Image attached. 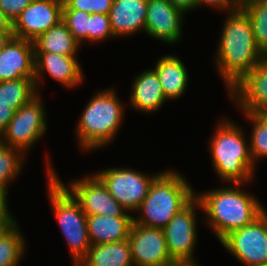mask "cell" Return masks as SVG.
Listing matches in <instances>:
<instances>
[{
    "mask_svg": "<svg viewBox=\"0 0 267 266\" xmlns=\"http://www.w3.org/2000/svg\"><path fill=\"white\" fill-rule=\"evenodd\" d=\"M257 114L267 122V106L260 109Z\"/></svg>",
    "mask_w": 267,
    "mask_h": 266,
    "instance_id": "obj_40",
    "label": "cell"
},
{
    "mask_svg": "<svg viewBox=\"0 0 267 266\" xmlns=\"http://www.w3.org/2000/svg\"><path fill=\"white\" fill-rule=\"evenodd\" d=\"M46 176L49 205L69 247L72 265H78L91 247L87 215L80 202L54 175Z\"/></svg>",
    "mask_w": 267,
    "mask_h": 266,
    "instance_id": "obj_6",
    "label": "cell"
},
{
    "mask_svg": "<svg viewBox=\"0 0 267 266\" xmlns=\"http://www.w3.org/2000/svg\"><path fill=\"white\" fill-rule=\"evenodd\" d=\"M15 112L16 110L10 107L9 104L0 103V137L5 132Z\"/></svg>",
    "mask_w": 267,
    "mask_h": 266,
    "instance_id": "obj_35",
    "label": "cell"
},
{
    "mask_svg": "<svg viewBox=\"0 0 267 266\" xmlns=\"http://www.w3.org/2000/svg\"><path fill=\"white\" fill-rule=\"evenodd\" d=\"M153 69L158 75V80L162 85V91L167 101L183 97L190 76L179 56L176 54L161 56L156 61Z\"/></svg>",
    "mask_w": 267,
    "mask_h": 266,
    "instance_id": "obj_20",
    "label": "cell"
},
{
    "mask_svg": "<svg viewBox=\"0 0 267 266\" xmlns=\"http://www.w3.org/2000/svg\"><path fill=\"white\" fill-rule=\"evenodd\" d=\"M94 93L75 128L79 148L85 153L108 147L114 142L126 114V104L119 100L115 88Z\"/></svg>",
    "mask_w": 267,
    "mask_h": 266,
    "instance_id": "obj_4",
    "label": "cell"
},
{
    "mask_svg": "<svg viewBox=\"0 0 267 266\" xmlns=\"http://www.w3.org/2000/svg\"><path fill=\"white\" fill-rule=\"evenodd\" d=\"M40 93L16 110L0 141L25 155L45 135L47 114Z\"/></svg>",
    "mask_w": 267,
    "mask_h": 266,
    "instance_id": "obj_8",
    "label": "cell"
},
{
    "mask_svg": "<svg viewBox=\"0 0 267 266\" xmlns=\"http://www.w3.org/2000/svg\"><path fill=\"white\" fill-rule=\"evenodd\" d=\"M131 87L130 107L132 106L139 112L153 114L167 103L162 91V85L153 68L143 70L136 75Z\"/></svg>",
    "mask_w": 267,
    "mask_h": 266,
    "instance_id": "obj_19",
    "label": "cell"
},
{
    "mask_svg": "<svg viewBox=\"0 0 267 266\" xmlns=\"http://www.w3.org/2000/svg\"><path fill=\"white\" fill-rule=\"evenodd\" d=\"M241 9L251 21L257 47L267 56V0H255Z\"/></svg>",
    "mask_w": 267,
    "mask_h": 266,
    "instance_id": "obj_27",
    "label": "cell"
},
{
    "mask_svg": "<svg viewBox=\"0 0 267 266\" xmlns=\"http://www.w3.org/2000/svg\"><path fill=\"white\" fill-rule=\"evenodd\" d=\"M198 209L202 211L200 201L195 197L162 229L173 261L197 263L194 254L198 238Z\"/></svg>",
    "mask_w": 267,
    "mask_h": 266,
    "instance_id": "obj_11",
    "label": "cell"
},
{
    "mask_svg": "<svg viewBox=\"0 0 267 266\" xmlns=\"http://www.w3.org/2000/svg\"><path fill=\"white\" fill-rule=\"evenodd\" d=\"M0 31H12V23L0 9Z\"/></svg>",
    "mask_w": 267,
    "mask_h": 266,
    "instance_id": "obj_37",
    "label": "cell"
},
{
    "mask_svg": "<svg viewBox=\"0 0 267 266\" xmlns=\"http://www.w3.org/2000/svg\"><path fill=\"white\" fill-rule=\"evenodd\" d=\"M128 242L134 266H166L174 262L162 229L133 223Z\"/></svg>",
    "mask_w": 267,
    "mask_h": 266,
    "instance_id": "obj_13",
    "label": "cell"
},
{
    "mask_svg": "<svg viewBox=\"0 0 267 266\" xmlns=\"http://www.w3.org/2000/svg\"><path fill=\"white\" fill-rule=\"evenodd\" d=\"M214 57L217 73L228 91L249 73L265 55L257 47L251 21L240 8L225 13V19Z\"/></svg>",
    "mask_w": 267,
    "mask_h": 266,
    "instance_id": "obj_1",
    "label": "cell"
},
{
    "mask_svg": "<svg viewBox=\"0 0 267 266\" xmlns=\"http://www.w3.org/2000/svg\"><path fill=\"white\" fill-rule=\"evenodd\" d=\"M115 39L111 29L109 14H90L88 25V43L99 44Z\"/></svg>",
    "mask_w": 267,
    "mask_h": 266,
    "instance_id": "obj_30",
    "label": "cell"
},
{
    "mask_svg": "<svg viewBox=\"0 0 267 266\" xmlns=\"http://www.w3.org/2000/svg\"><path fill=\"white\" fill-rule=\"evenodd\" d=\"M89 16L88 12L81 10H63L62 20L81 45L88 42Z\"/></svg>",
    "mask_w": 267,
    "mask_h": 266,
    "instance_id": "obj_29",
    "label": "cell"
},
{
    "mask_svg": "<svg viewBox=\"0 0 267 266\" xmlns=\"http://www.w3.org/2000/svg\"><path fill=\"white\" fill-rule=\"evenodd\" d=\"M38 94L35 78H20L0 82V103L9 104L15 110L31 101Z\"/></svg>",
    "mask_w": 267,
    "mask_h": 266,
    "instance_id": "obj_25",
    "label": "cell"
},
{
    "mask_svg": "<svg viewBox=\"0 0 267 266\" xmlns=\"http://www.w3.org/2000/svg\"><path fill=\"white\" fill-rule=\"evenodd\" d=\"M197 4L198 8L206 5L214 8V10L217 8L216 11H223L224 14L240 9L235 0H197Z\"/></svg>",
    "mask_w": 267,
    "mask_h": 266,
    "instance_id": "obj_34",
    "label": "cell"
},
{
    "mask_svg": "<svg viewBox=\"0 0 267 266\" xmlns=\"http://www.w3.org/2000/svg\"><path fill=\"white\" fill-rule=\"evenodd\" d=\"M133 216L87 215V230L91 245L120 242L128 239Z\"/></svg>",
    "mask_w": 267,
    "mask_h": 266,
    "instance_id": "obj_21",
    "label": "cell"
},
{
    "mask_svg": "<svg viewBox=\"0 0 267 266\" xmlns=\"http://www.w3.org/2000/svg\"><path fill=\"white\" fill-rule=\"evenodd\" d=\"M183 15L186 14L168 0H148L145 33L166 44H177L183 35Z\"/></svg>",
    "mask_w": 267,
    "mask_h": 266,
    "instance_id": "obj_14",
    "label": "cell"
},
{
    "mask_svg": "<svg viewBox=\"0 0 267 266\" xmlns=\"http://www.w3.org/2000/svg\"><path fill=\"white\" fill-rule=\"evenodd\" d=\"M62 18L63 0H32L13 21V37L33 42Z\"/></svg>",
    "mask_w": 267,
    "mask_h": 266,
    "instance_id": "obj_12",
    "label": "cell"
},
{
    "mask_svg": "<svg viewBox=\"0 0 267 266\" xmlns=\"http://www.w3.org/2000/svg\"><path fill=\"white\" fill-rule=\"evenodd\" d=\"M45 159L46 175H54L80 202L86 215L133 216L109 193L106 185L94 172L80 179H73L67 186L53 168L48 154Z\"/></svg>",
    "mask_w": 267,
    "mask_h": 266,
    "instance_id": "obj_7",
    "label": "cell"
},
{
    "mask_svg": "<svg viewBox=\"0 0 267 266\" xmlns=\"http://www.w3.org/2000/svg\"><path fill=\"white\" fill-rule=\"evenodd\" d=\"M33 44L34 52L56 53L62 56H77L81 47L63 20L40 35Z\"/></svg>",
    "mask_w": 267,
    "mask_h": 266,
    "instance_id": "obj_23",
    "label": "cell"
},
{
    "mask_svg": "<svg viewBox=\"0 0 267 266\" xmlns=\"http://www.w3.org/2000/svg\"><path fill=\"white\" fill-rule=\"evenodd\" d=\"M18 221L9 211L8 191L0 189V228H7Z\"/></svg>",
    "mask_w": 267,
    "mask_h": 266,
    "instance_id": "obj_33",
    "label": "cell"
},
{
    "mask_svg": "<svg viewBox=\"0 0 267 266\" xmlns=\"http://www.w3.org/2000/svg\"><path fill=\"white\" fill-rule=\"evenodd\" d=\"M220 243L243 266H267V211L230 232Z\"/></svg>",
    "mask_w": 267,
    "mask_h": 266,
    "instance_id": "obj_10",
    "label": "cell"
},
{
    "mask_svg": "<svg viewBox=\"0 0 267 266\" xmlns=\"http://www.w3.org/2000/svg\"><path fill=\"white\" fill-rule=\"evenodd\" d=\"M12 37V31H0V52Z\"/></svg>",
    "mask_w": 267,
    "mask_h": 266,
    "instance_id": "obj_38",
    "label": "cell"
},
{
    "mask_svg": "<svg viewBox=\"0 0 267 266\" xmlns=\"http://www.w3.org/2000/svg\"><path fill=\"white\" fill-rule=\"evenodd\" d=\"M174 7L183 11L185 14L187 12L193 11L198 8L197 0H168Z\"/></svg>",
    "mask_w": 267,
    "mask_h": 266,
    "instance_id": "obj_36",
    "label": "cell"
},
{
    "mask_svg": "<svg viewBox=\"0 0 267 266\" xmlns=\"http://www.w3.org/2000/svg\"><path fill=\"white\" fill-rule=\"evenodd\" d=\"M18 222L7 228H0V266H19L26 253V240Z\"/></svg>",
    "mask_w": 267,
    "mask_h": 266,
    "instance_id": "obj_24",
    "label": "cell"
},
{
    "mask_svg": "<svg viewBox=\"0 0 267 266\" xmlns=\"http://www.w3.org/2000/svg\"><path fill=\"white\" fill-rule=\"evenodd\" d=\"M195 190L177 170L166 169L152 182L148 195L135 211L133 223L163 229L194 198Z\"/></svg>",
    "mask_w": 267,
    "mask_h": 266,
    "instance_id": "obj_5",
    "label": "cell"
},
{
    "mask_svg": "<svg viewBox=\"0 0 267 266\" xmlns=\"http://www.w3.org/2000/svg\"><path fill=\"white\" fill-rule=\"evenodd\" d=\"M32 0H0V9L11 23L31 4Z\"/></svg>",
    "mask_w": 267,
    "mask_h": 266,
    "instance_id": "obj_32",
    "label": "cell"
},
{
    "mask_svg": "<svg viewBox=\"0 0 267 266\" xmlns=\"http://www.w3.org/2000/svg\"><path fill=\"white\" fill-rule=\"evenodd\" d=\"M166 266H199L198 262L193 263V262H176L174 261L173 263L166 265Z\"/></svg>",
    "mask_w": 267,
    "mask_h": 266,
    "instance_id": "obj_39",
    "label": "cell"
},
{
    "mask_svg": "<svg viewBox=\"0 0 267 266\" xmlns=\"http://www.w3.org/2000/svg\"><path fill=\"white\" fill-rule=\"evenodd\" d=\"M77 266H134L128 239L91 245L87 255Z\"/></svg>",
    "mask_w": 267,
    "mask_h": 266,
    "instance_id": "obj_22",
    "label": "cell"
},
{
    "mask_svg": "<svg viewBox=\"0 0 267 266\" xmlns=\"http://www.w3.org/2000/svg\"><path fill=\"white\" fill-rule=\"evenodd\" d=\"M26 158L21 150L0 141V189L9 191L10 184L22 173Z\"/></svg>",
    "mask_w": 267,
    "mask_h": 266,
    "instance_id": "obj_26",
    "label": "cell"
},
{
    "mask_svg": "<svg viewBox=\"0 0 267 266\" xmlns=\"http://www.w3.org/2000/svg\"><path fill=\"white\" fill-rule=\"evenodd\" d=\"M113 0H63V10H81L89 14H109Z\"/></svg>",
    "mask_w": 267,
    "mask_h": 266,
    "instance_id": "obj_31",
    "label": "cell"
},
{
    "mask_svg": "<svg viewBox=\"0 0 267 266\" xmlns=\"http://www.w3.org/2000/svg\"><path fill=\"white\" fill-rule=\"evenodd\" d=\"M241 112L257 113L267 106V56L228 91Z\"/></svg>",
    "mask_w": 267,
    "mask_h": 266,
    "instance_id": "obj_15",
    "label": "cell"
},
{
    "mask_svg": "<svg viewBox=\"0 0 267 266\" xmlns=\"http://www.w3.org/2000/svg\"><path fill=\"white\" fill-rule=\"evenodd\" d=\"M34 44L12 37L0 52V82L35 78Z\"/></svg>",
    "mask_w": 267,
    "mask_h": 266,
    "instance_id": "obj_17",
    "label": "cell"
},
{
    "mask_svg": "<svg viewBox=\"0 0 267 266\" xmlns=\"http://www.w3.org/2000/svg\"><path fill=\"white\" fill-rule=\"evenodd\" d=\"M35 84L38 93L42 84L43 75L48 74L60 85L74 89L80 86L84 80L82 65L77 56H62L56 53L35 52ZM40 86V87H39Z\"/></svg>",
    "mask_w": 267,
    "mask_h": 266,
    "instance_id": "obj_16",
    "label": "cell"
},
{
    "mask_svg": "<svg viewBox=\"0 0 267 266\" xmlns=\"http://www.w3.org/2000/svg\"><path fill=\"white\" fill-rule=\"evenodd\" d=\"M94 173L117 202L128 212L134 213L148 195L152 182L161 172L149 175L134 168L109 167Z\"/></svg>",
    "mask_w": 267,
    "mask_h": 266,
    "instance_id": "obj_9",
    "label": "cell"
},
{
    "mask_svg": "<svg viewBox=\"0 0 267 266\" xmlns=\"http://www.w3.org/2000/svg\"><path fill=\"white\" fill-rule=\"evenodd\" d=\"M148 0H113L109 12L114 38L145 33Z\"/></svg>",
    "mask_w": 267,
    "mask_h": 266,
    "instance_id": "obj_18",
    "label": "cell"
},
{
    "mask_svg": "<svg viewBox=\"0 0 267 266\" xmlns=\"http://www.w3.org/2000/svg\"><path fill=\"white\" fill-rule=\"evenodd\" d=\"M250 124L252 130L249 137L250 154L255 165L258 160L267 157V122L257 113L242 112Z\"/></svg>",
    "mask_w": 267,
    "mask_h": 266,
    "instance_id": "obj_28",
    "label": "cell"
},
{
    "mask_svg": "<svg viewBox=\"0 0 267 266\" xmlns=\"http://www.w3.org/2000/svg\"><path fill=\"white\" fill-rule=\"evenodd\" d=\"M209 140V153L212 166L222 183H252L256 165L251 154L249 139L242 125L223 116L216 124Z\"/></svg>",
    "mask_w": 267,
    "mask_h": 266,
    "instance_id": "obj_3",
    "label": "cell"
},
{
    "mask_svg": "<svg viewBox=\"0 0 267 266\" xmlns=\"http://www.w3.org/2000/svg\"><path fill=\"white\" fill-rule=\"evenodd\" d=\"M239 8L244 7L245 5L255 1V0H235Z\"/></svg>",
    "mask_w": 267,
    "mask_h": 266,
    "instance_id": "obj_41",
    "label": "cell"
},
{
    "mask_svg": "<svg viewBox=\"0 0 267 266\" xmlns=\"http://www.w3.org/2000/svg\"><path fill=\"white\" fill-rule=\"evenodd\" d=\"M226 184L225 187L195 192L205 214L203 222L219 242L230 232L252 223L266 210L258 197L241 188L247 183Z\"/></svg>",
    "mask_w": 267,
    "mask_h": 266,
    "instance_id": "obj_2",
    "label": "cell"
}]
</instances>
